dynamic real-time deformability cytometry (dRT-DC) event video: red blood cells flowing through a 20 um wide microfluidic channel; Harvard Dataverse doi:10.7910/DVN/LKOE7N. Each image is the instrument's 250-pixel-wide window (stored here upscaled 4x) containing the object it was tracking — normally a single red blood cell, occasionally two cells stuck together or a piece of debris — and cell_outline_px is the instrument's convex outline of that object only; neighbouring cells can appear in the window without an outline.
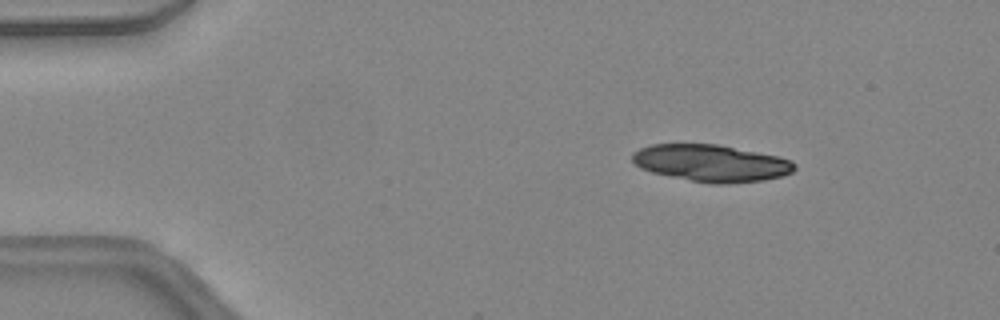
{"species": "common noctule bat (a hibernating species)", "species_latin": "Nyctalus noctula", "temperature_condition": "warm", "stored_images_in_passage": 41, "camera_frame_rate_fps": 3000, "um_per_image_px": 0.085, "animal": {"sex": "female", "body_mass_g": 24.6, "forearm_length_mm": 56.2}, "frame": {"image": 1, "passage_image": 1, "time_ms": 0.0, "image_size_px": [1000, 320], "cell_outline_px": [[796, 168], [792, 172], [784, 176], [764, 180], [724, 184], [712, 184], [652, 172], [640, 168], [632, 160], [632, 152], [640, 148], [652, 144], [716, 144], [776, 156], [792, 160], [796, 164]], "centroid_in_image_um": [60.46, 13.86], "position_along_channel_um": 24.5, "area_um2": 34.74}}
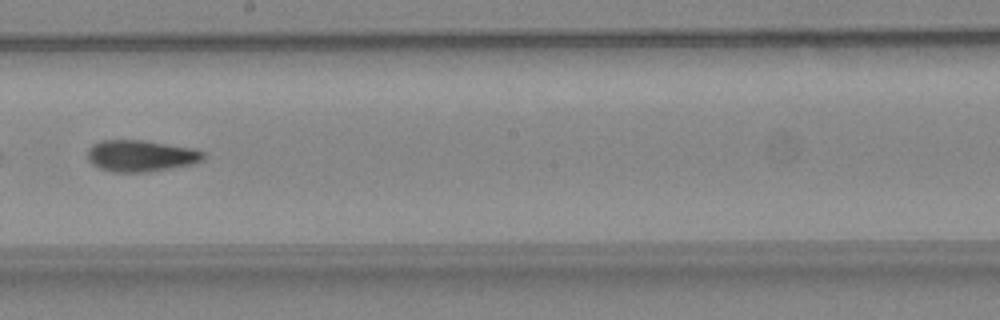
{"frame": {"image": 2, "passage_image": 21, "time_ms": 6.667, "image_size_px": [1000, 320], "cell_outline_px": [[204, 160], [192, 164], [172, 168], [148, 172], [112, 172], [100, 168], [92, 164], [88, 160], [88, 148], [92, 144], [100, 140], [140, 140], [196, 148], [204, 152]], "centroid_in_image_um": [11.98, 13.24], "position_along_channel_um": 236.2, "area_um2": 21.44}}
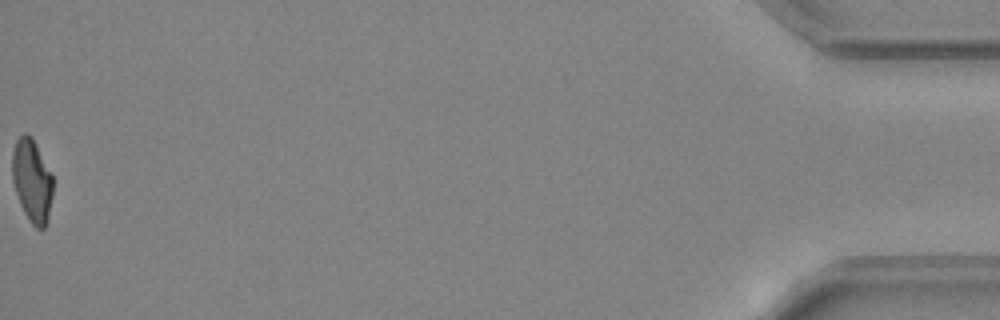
{"frame": {"image": 3, "passage_image": 41, "time_ms": 13.333, "image_size_px": [1000, 320], "cell_outline_px": [[52, 196], [48, 216], [44, 228], [36, 228], [32, 224], [24, 212], [20, 204], [12, 180], [12, 152], [16, 140], [24, 132], [28, 132], [32, 136], [52, 176]], "centroid_in_image_um": [2.7, 15.32], "position_along_channel_um": 432.5, "area_um2": 19.48}, "authors_computed_cell_mechanics": {"area_um2": 21.097, "velocity_mm_per_s": 4.4842, "shape_relaxation_time_tau1_ms": 5.8644, "shape_relaxation_time_tau2_ms": 3.3185, "deformation_change_tau1": 0.2071, "deformation_change_tau2": 0.114}}